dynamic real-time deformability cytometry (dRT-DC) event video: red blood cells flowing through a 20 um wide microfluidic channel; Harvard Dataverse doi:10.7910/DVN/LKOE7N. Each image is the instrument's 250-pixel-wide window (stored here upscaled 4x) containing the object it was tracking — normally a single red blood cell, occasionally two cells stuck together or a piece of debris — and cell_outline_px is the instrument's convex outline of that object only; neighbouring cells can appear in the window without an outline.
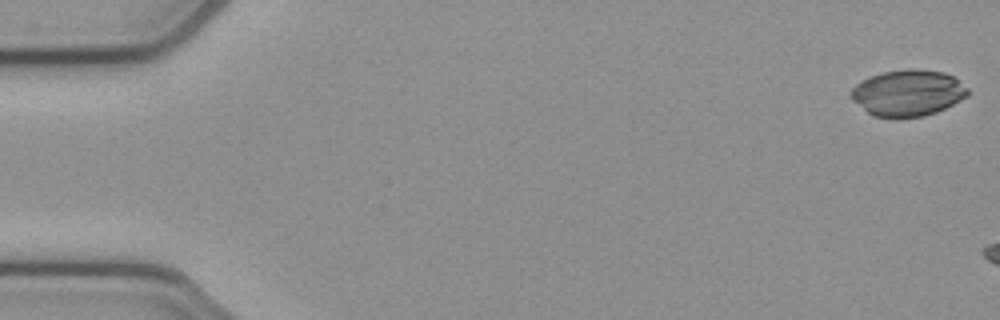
{"species": "common noctule bat (a hibernating species)", "species_latin": "Nyctalus noctula", "temperature_condition": "cold", "stored_images_in_passage": 6, "camera_frame_rate_fps": 3000, "um_per_image_px": 0.085, "animal": {"sex": "female", "body_mass_g": 21.9}, "frame": {"image": 1, "passage_image": 1, "time_ms": 0.0, "image_size_px": [1000, 320], "cell_outline_px": [[968, 96], [936, 112], [924, 116], [872, 116], [852, 100], [852, 88], [860, 80], [868, 76], [884, 72], [912, 68], [916, 68], [944, 72], [952, 76], [968, 88]], "centroid_in_image_um": [77.16, 7.87], "position_along_channel_um": 7.8, "area_um2": 31.15}}